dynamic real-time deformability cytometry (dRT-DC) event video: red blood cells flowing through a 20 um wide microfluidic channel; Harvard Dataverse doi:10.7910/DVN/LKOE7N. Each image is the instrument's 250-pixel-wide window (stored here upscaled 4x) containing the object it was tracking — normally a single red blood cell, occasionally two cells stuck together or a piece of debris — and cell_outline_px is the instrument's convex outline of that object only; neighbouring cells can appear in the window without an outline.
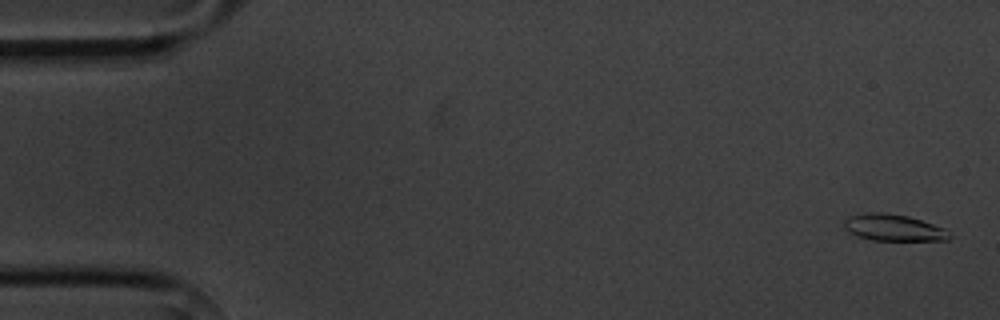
{"species": "common noctule bat (a hibernating species)", "species_latin": "Nyctalus noctula", "temperature_condition": "cold", "stored_images_in_passage": 5, "camera_frame_rate_fps": 3000, "um_per_image_px": 0.085, "animal": {"sex": "male", "body_mass_g": 20.1, "forearm_length_mm": 53.5}, "frame": {"image": 1, "passage_image": 1, "time_ms": 0.0, "image_size_px": [1000, 320], "cell_outline_px": [[952, 236], [948, 240], [872, 240], [848, 232], [844, 228], [844, 220], [848, 216], [868, 212], [884, 212], [908, 216], [944, 228]], "centroid_in_image_um": [75.92, 19.34], "position_along_channel_um": 9.1, "area_um2": 16.24}}